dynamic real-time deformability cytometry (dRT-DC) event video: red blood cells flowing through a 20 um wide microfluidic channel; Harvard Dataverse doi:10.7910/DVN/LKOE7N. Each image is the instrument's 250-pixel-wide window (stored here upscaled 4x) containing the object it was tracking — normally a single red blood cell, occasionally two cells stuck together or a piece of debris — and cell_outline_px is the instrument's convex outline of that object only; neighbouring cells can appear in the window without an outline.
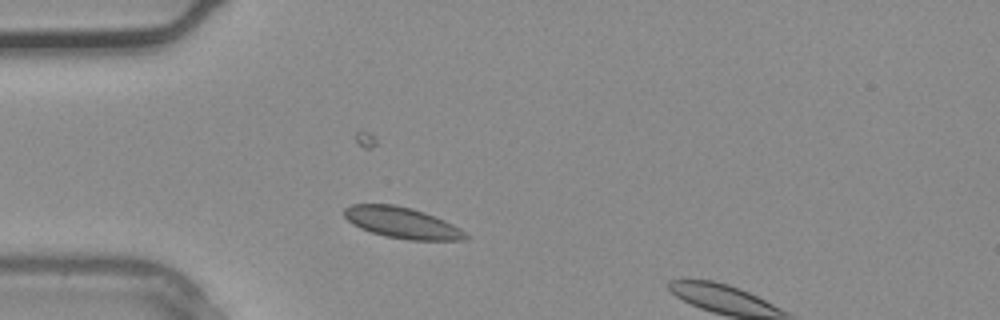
{"species": "common noctule bat (a hibernating species)", "species_latin": "Nyctalus noctula", "temperature_condition": "warm", "stored_images_in_passage": 3, "camera_frame_rate_fps": 3000, "um_per_image_px": 0.085, "animal": {"sex": "male", "body_mass_g": 20.4}, "frame": {"image": 1, "passage_image": 2, "time_ms": 0.333, "image_size_px": [1000, 320], "cell_outline_px": [[468, 236], [464, 240], [408, 240], [384, 236], [360, 228], [352, 224], [344, 216], [344, 208], [352, 204], [396, 204], [412, 208], [424, 212], [444, 220], [460, 228]], "centroid_in_image_um": [34.15, 18.93], "position_along_channel_um": 50.8, "area_um2": 21.96}}